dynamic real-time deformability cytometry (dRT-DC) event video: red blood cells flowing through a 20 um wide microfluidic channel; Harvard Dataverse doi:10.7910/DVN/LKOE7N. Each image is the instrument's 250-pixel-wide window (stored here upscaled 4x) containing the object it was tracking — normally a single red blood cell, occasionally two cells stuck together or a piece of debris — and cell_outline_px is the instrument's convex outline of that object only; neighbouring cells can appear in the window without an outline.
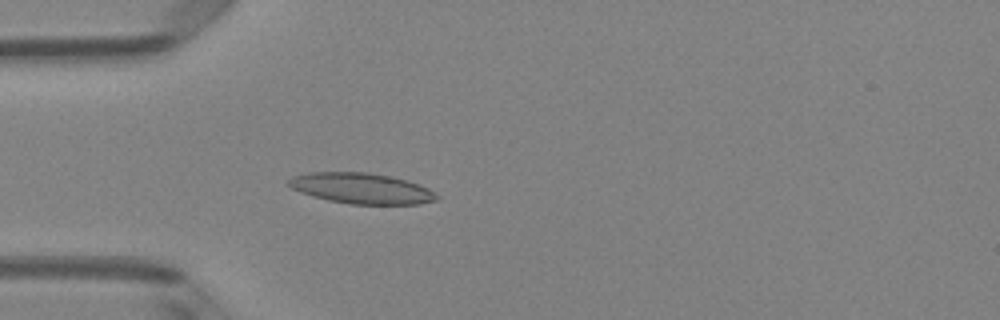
{"species": "Egyptian fruit bat (a non-hibernating species)", "species_latin": "Rousettus aegyptiacus", "temperature_condition": "room temperature", "stored_images_in_passage": 40, "camera_frame_rate_fps": 3000, "um_per_image_px": 0.085, "animal": {"sex": "female"}, "frame": {"image": 1, "passage_image": 7, "time_ms": 2.0, "image_size_px": [1000, 320], "cell_outline_px": [[440, 200], [420, 204], [348, 204], [328, 200], [312, 196], [300, 192], [284, 184], [292, 176], [308, 172], [368, 172], [392, 176], [408, 180], [420, 184], [428, 188], [440, 196]], "centroid_in_image_um": [30.74, 16.01], "position_along_channel_um": 54.3, "area_um2": 26.93}}
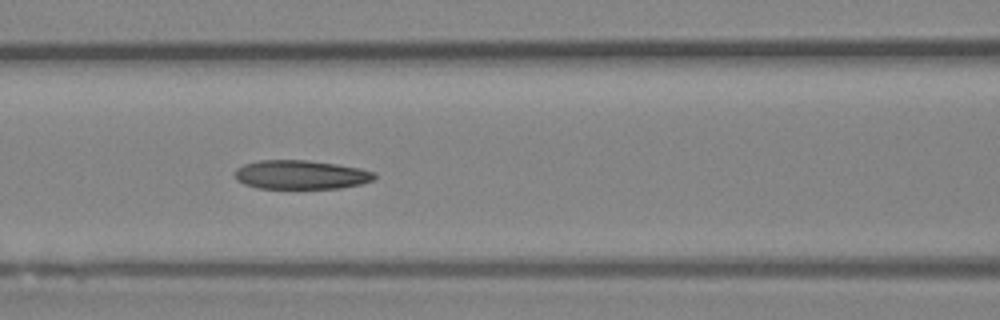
{"frame": {"image": 2, "passage_image": 14, "time_ms": 4.333, "image_size_px": [1000, 320], "cell_outline_px": [[376, 176], [372, 180], [360, 184], [340, 188], [256, 188], [244, 184], [236, 180], [236, 168], [244, 164], [260, 160], [308, 160], [336, 164], [360, 168], [376, 172]], "centroid_in_image_um": [25.57, 14.85], "position_along_channel_um": 141.0, "area_um2": 23.52}}
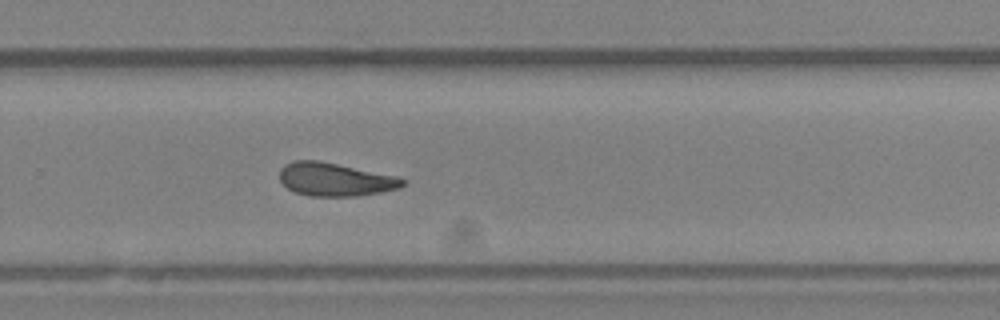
{"frame": {"image": 3, "passage_image": 26, "time_ms": 8.333, "image_size_px": [1000, 320], "cell_outline_px": [[404, 184], [400, 188], [380, 192], [356, 196], [308, 196], [296, 192], [288, 188], [280, 180], [280, 168], [284, 164], [292, 160], [316, 160], [396, 176], [404, 180]], "centroid_in_image_um": [28.44, 15.25], "position_along_channel_um": 301.4, "area_um2": 23.58}, "authors_computed_cell_mechanics": {"area_um2": 23.9581, "velocity_mm_per_s": 4.0172, "shape_relaxation_time_tau1_ms": 6.756, "shape_relaxation_time_tau2_ms": 5.5464, "deformation_change_tau1": 0.1604, "deformation_change_tau2": 0.1596}}